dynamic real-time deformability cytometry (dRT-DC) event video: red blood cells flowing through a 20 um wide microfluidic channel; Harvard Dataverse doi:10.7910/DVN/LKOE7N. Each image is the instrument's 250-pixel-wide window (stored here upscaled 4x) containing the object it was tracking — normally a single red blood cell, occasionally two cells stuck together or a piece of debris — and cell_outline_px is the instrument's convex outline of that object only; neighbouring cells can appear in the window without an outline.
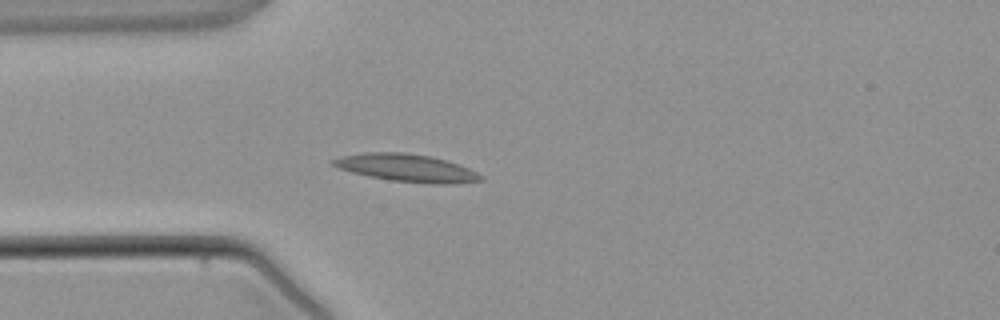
{"species": "common noctule bat (a hibernating species)", "species_latin": "Nyctalus noctula", "temperature_condition": "warm", "stored_images_in_passage": 3, "camera_frame_rate_fps": 3000, "um_per_image_px": 0.085, "animal": {"sex": "male", "body_mass_g": 21.5, "forearm_length_mm": 52.0}, "frame": {"image": 1, "passage_image": 3, "time_ms": 2.667, "image_size_px": [1000, 320], "cell_outline_px": [[484, 180], [460, 184], [428, 184], [392, 180], [368, 176], [352, 172], [340, 168], [332, 164], [328, 160], [340, 156], [364, 152], [404, 152], [432, 156], [448, 160], [460, 164], [484, 176]], "centroid_in_image_um": [34.61, 14.27], "position_along_channel_um": 50.4, "area_um2": 24.16}}